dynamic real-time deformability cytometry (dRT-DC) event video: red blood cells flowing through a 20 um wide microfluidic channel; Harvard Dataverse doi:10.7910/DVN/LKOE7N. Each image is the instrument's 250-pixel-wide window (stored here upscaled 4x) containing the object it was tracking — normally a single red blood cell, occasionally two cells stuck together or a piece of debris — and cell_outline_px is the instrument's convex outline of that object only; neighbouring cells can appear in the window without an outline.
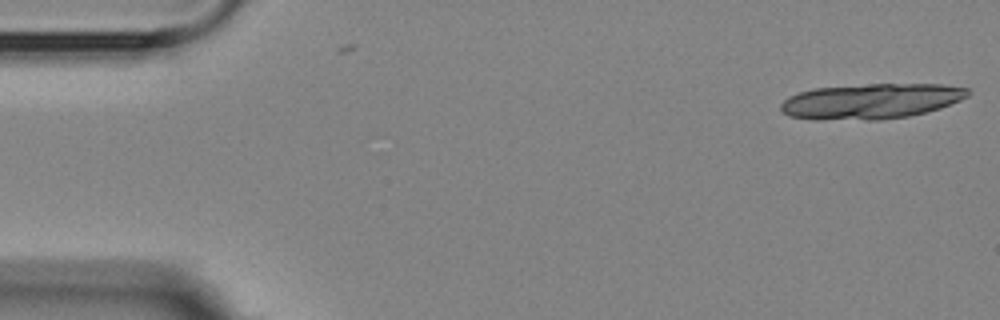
{"species": "Egyptian fruit bat (a non-hibernating species)", "species_latin": "Rousettus aegyptiacus", "temperature_condition": "room temperature", "stored_images_in_passage": 6, "camera_frame_rate_fps": 3000, "um_per_image_px": 0.085, "animal": {"sex": "female"}, "frame": {"image": 1, "passage_image": 1, "time_ms": 0.0, "image_size_px": [1000, 320], "cell_outline_px": [[968, 96], [960, 100], [940, 108], [908, 116], [880, 120], [868, 120], [788, 116], [780, 108], [780, 104], [788, 96], [800, 92], [816, 88], [872, 84], [944, 84], [968, 88]], "centroid_in_image_um": [74.09, 8.58], "position_along_channel_um": 10.9, "area_um2": 37.8}}